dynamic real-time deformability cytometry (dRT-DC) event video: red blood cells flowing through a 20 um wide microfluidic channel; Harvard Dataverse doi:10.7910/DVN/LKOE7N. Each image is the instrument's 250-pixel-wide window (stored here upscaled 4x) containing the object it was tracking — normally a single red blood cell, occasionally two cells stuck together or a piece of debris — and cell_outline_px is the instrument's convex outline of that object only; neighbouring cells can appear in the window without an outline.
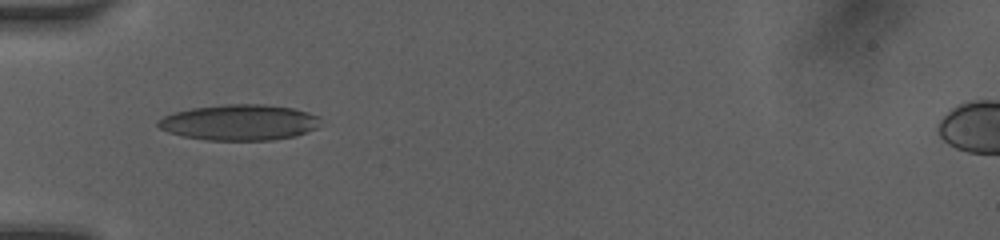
{"species": "human", "species_latin": "Homo sapiens", "temperature_condition": "room temperature", "stored_images_in_passage": 23, "camera_frame_rate_fps": 3000, "um_per_image_px": 0.085, "donor": {"sex": "female"}, "frame": {"image": 1, "passage_image": 1, "time_ms": 0.0, "image_size_px": [1000, 240], "cell_outline_px": [[320, 116], [316, 128], [296, 136], [272, 140], [208, 140], [184, 136], [168, 132], [160, 128], [156, 124], [156, 120], [164, 116], [176, 112], [192, 108], [224, 104], [264, 104], [292, 108], [308, 112]], "centroid_in_image_um": [20.34, 10.4], "position_along_channel_um": 64.7, "area_um2": 33.81}}
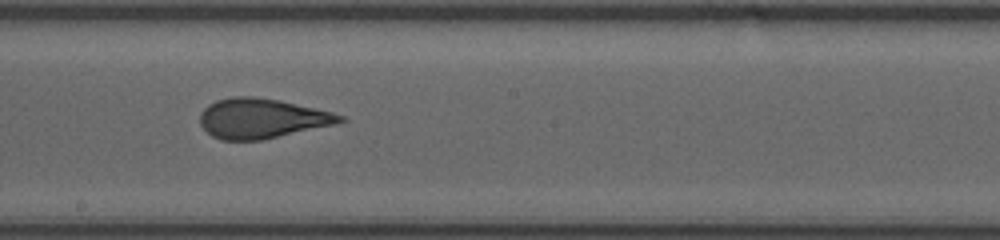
{"frame": {"image": 2, "passage_image": 9, "time_ms": 4.0, "image_size_px": [1000, 240], "cell_outline_px": [[348, 120], [336, 124], [260, 140], [220, 140], [212, 136], [200, 124], [200, 112], [208, 104], [216, 100], [232, 96], [252, 96], [280, 100], [332, 112], [344, 116]], "centroid_in_image_um": [22.24, 10.05], "position_along_channel_um": 226.0, "area_um2": 32.48}}
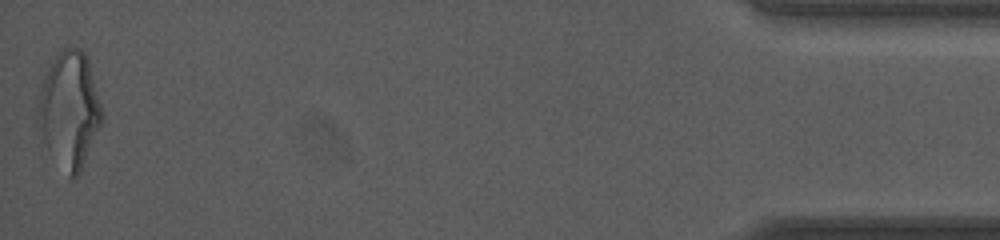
{"frame": {"image": 3, "passage_image": 23, "time_ms": 11.0, "image_size_px": [1000, 240], "cell_outline_px": [[104, 116], [80, 172], [72, 180], [68, 176], [40, 144], [36, 124], [36, 112], [40, 92], [44, 80], [52, 60], [60, 48], [80, 48], [88, 56]], "centroid_in_image_um": [5.86, 9.37], "position_along_channel_um": 429.3, "area_um2": 44.04}, "authors_computed_cell_mechanics": {"area_um2": 33.813, "velocity_mm_per_s": 4.1179, "shape_relaxation_time_tau1_ms": 6.3311, "shape_relaxation_time_tau2_ms": 0.9644, "deformation_change_tau1": 0.1929, "deformation_change_tau2": 0.0899}}